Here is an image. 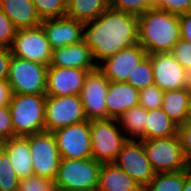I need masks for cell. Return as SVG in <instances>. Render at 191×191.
<instances>
[{"instance_id": "obj_18", "label": "cell", "mask_w": 191, "mask_h": 191, "mask_svg": "<svg viewBox=\"0 0 191 191\" xmlns=\"http://www.w3.org/2000/svg\"><path fill=\"white\" fill-rule=\"evenodd\" d=\"M49 66L79 68L88 71H93L98 67L93 59L90 48L84 40L54 49Z\"/></svg>"}, {"instance_id": "obj_25", "label": "cell", "mask_w": 191, "mask_h": 191, "mask_svg": "<svg viewBox=\"0 0 191 191\" xmlns=\"http://www.w3.org/2000/svg\"><path fill=\"white\" fill-rule=\"evenodd\" d=\"M110 7V0H68L66 16L87 23Z\"/></svg>"}, {"instance_id": "obj_35", "label": "cell", "mask_w": 191, "mask_h": 191, "mask_svg": "<svg viewBox=\"0 0 191 191\" xmlns=\"http://www.w3.org/2000/svg\"><path fill=\"white\" fill-rule=\"evenodd\" d=\"M16 28L10 18L0 10V47L10 48L15 37Z\"/></svg>"}, {"instance_id": "obj_12", "label": "cell", "mask_w": 191, "mask_h": 191, "mask_svg": "<svg viewBox=\"0 0 191 191\" xmlns=\"http://www.w3.org/2000/svg\"><path fill=\"white\" fill-rule=\"evenodd\" d=\"M114 163L132 177L142 189L155 175L141 140H127Z\"/></svg>"}, {"instance_id": "obj_40", "label": "cell", "mask_w": 191, "mask_h": 191, "mask_svg": "<svg viewBox=\"0 0 191 191\" xmlns=\"http://www.w3.org/2000/svg\"><path fill=\"white\" fill-rule=\"evenodd\" d=\"M181 39L191 43V12L179 16Z\"/></svg>"}, {"instance_id": "obj_1", "label": "cell", "mask_w": 191, "mask_h": 191, "mask_svg": "<svg viewBox=\"0 0 191 191\" xmlns=\"http://www.w3.org/2000/svg\"><path fill=\"white\" fill-rule=\"evenodd\" d=\"M83 40L99 65L122 49L138 44V17L109 7L95 20L84 23Z\"/></svg>"}, {"instance_id": "obj_29", "label": "cell", "mask_w": 191, "mask_h": 191, "mask_svg": "<svg viewBox=\"0 0 191 191\" xmlns=\"http://www.w3.org/2000/svg\"><path fill=\"white\" fill-rule=\"evenodd\" d=\"M40 19H54L66 16L68 0H32Z\"/></svg>"}, {"instance_id": "obj_42", "label": "cell", "mask_w": 191, "mask_h": 191, "mask_svg": "<svg viewBox=\"0 0 191 191\" xmlns=\"http://www.w3.org/2000/svg\"><path fill=\"white\" fill-rule=\"evenodd\" d=\"M182 191H191V168L187 169V176L185 177L184 188Z\"/></svg>"}, {"instance_id": "obj_3", "label": "cell", "mask_w": 191, "mask_h": 191, "mask_svg": "<svg viewBox=\"0 0 191 191\" xmlns=\"http://www.w3.org/2000/svg\"><path fill=\"white\" fill-rule=\"evenodd\" d=\"M46 95L13 94L9 105L15 136H29L45 131Z\"/></svg>"}, {"instance_id": "obj_32", "label": "cell", "mask_w": 191, "mask_h": 191, "mask_svg": "<svg viewBox=\"0 0 191 191\" xmlns=\"http://www.w3.org/2000/svg\"><path fill=\"white\" fill-rule=\"evenodd\" d=\"M164 91L156 83L148 85L145 89L140 90L139 105L144 109L152 110L162 107Z\"/></svg>"}, {"instance_id": "obj_2", "label": "cell", "mask_w": 191, "mask_h": 191, "mask_svg": "<svg viewBox=\"0 0 191 191\" xmlns=\"http://www.w3.org/2000/svg\"><path fill=\"white\" fill-rule=\"evenodd\" d=\"M180 39L178 15L155 7L138 16V44L147 54L171 52Z\"/></svg>"}, {"instance_id": "obj_30", "label": "cell", "mask_w": 191, "mask_h": 191, "mask_svg": "<svg viewBox=\"0 0 191 191\" xmlns=\"http://www.w3.org/2000/svg\"><path fill=\"white\" fill-rule=\"evenodd\" d=\"M19 179L7 153L0 149V191H18Z\"/></svg>"}, {"instance_id": "obj_6", "label": "cell", "mask_w": 191, "mask_h": 191, "mask_svg": "<svg viewBox=\"0 0 191 191\" xmlns=\"http://www.w3.org/2000/svg\"><path fill=\"white\" fill-rule=\"evenodd\" d=\"M48 66L12 56L7 81L13 94L46 95Z\"/></svg>"}, {"instance_id": "obj_36", "label": "cell", "mask_w": 191, "mask_h": 191, "mask_svg": "<svg viewBox=\"0 0 191 191\" xmlns=\"http://www.w3.org/2000/svg\"><path fill=\"white\" fill-rule=\"evenodd\" d=\"M173 57L187 70H191V43L180 39L170 52Z\"/></svg>"}, {"instance_id": "obj_21", "label": "cell", "mask_w": 191, "mask_h": 191, "mask_svg": "<svg viewBox=\"0 0 191 191\" xmlns=\"http://www.w3.org/2000/svg\"><path fill=\"white\" fill-rule=\"evenodd\" d=\"M0 10L10 18L16 30L41 26L42 20L32 0H0Z\"/></svg>"}, {"instance_id": "obj_33", "label": "cell", "mask_w": 191, "mask_h": 191, "mask_svg": "<svg viewBox=\"0 0 191 191\" xmlns=\"http://www.w3.org/2000/svg\"><path fill=\"white\" fill-rule=\"evenodd\" d=\"M18 191H56L53 180L31 176L19 181Z\"/></svg>"}, {"instance_id": "obj_16", "label": "cell", "mask_w": 191, "mask_h": 191, "mask_svg": "<svg viewBox=\"0 0 191 191\" xmlns=\"http://www.w3.org/2000/svg\"><path fill=\"white\" fill-rule=\"evenodd\" d=\"M147 55V52L139 44H136L106 58L98 65V68L109 81H127L135 66Z\"/></svg>"}, {"instance_id": "obj_23", "label": "cell", "mask_w": 191, "mask_h": 191, "mask_svg": "<svg viewBox=\"0 0 191 191\" xmlns=\"http://www.w3.org/2000/svg\"><path fill=\"white\" fill-rule=\"evenodd\" d=\"M178 134V125L161 109L147 111L144 140L167 138Z\"/></svg>"}, {"instance_id": "obj_45", "label": "cell", "mask_w": 191, "mask_h": 191, "mask_svg": "<svg viewBox=\"0 0 191 191\" xmlns=\"http://www.w3.org/2000/svg\"><path fill=\"white\" fill-rule=\"evenodd\" d=\"M56 191H72V190H56Z\"/></svg>"}, {"instance_id": "obj_27", "label": "cell", "mask_w": 191, "mask_h": 191, "mask_svg": "<svg viewBox=\"0 0 191 191\" xmlns=\"http://www.w3.org/2000/svg\"><path fill=\"white\" fill-rule=\"evenodd\" d=\"M186 176L187 170L155 173L142 191H182Z\"/></svg>"}, {"instance_id": "obj_41", "label": "cell", "mask_w": 191, "mask_h": 191, "mask_svg": "<svg viewBox=\"0 0 191 191\" xmlns=\"http://www.w3.org/2000/svg\"><path fill=\"white\" fill-rule=\"evenodd\" d=\"M13 97V92L7 80L0 81V108L9 106Z\"/></svg>"}, {"instance_id": "obj_5", "label": "cell", "mask_w": 191, "mask_h": 191, "mask_svg": "<svg viewBox=\"0 0 191 191\" xmlns=\"http://www.w3.org/2000/svg\"><path fill=\"white\" fill-rule=\"evenodd\" d=\"M92 158L101 163H114L127 138L116 119L90 120Z\"/></svg>"}, {"instance_id": "obj_14", "label": "cell", "mask_w": 191, "mask_h": 191, "mask_svg": "<svg viewBox=\"0 0 191 191\" xmlns=\"http://www.w3.org/2000/svg\"><path fill=\"white\" fill-rule=\"evenodd\" d=\"M152 63L154 83L166 91L185 88L187 70L170 52L148 54Z\"/></svg>"}, {"instance_id": "obj_37", "label": "cell", "mask_w": 191, "mask_h": 191, "mask_svg": "<svg viewBox=\"0 0 191 191\" xmlns=\"http://www.w3.org/2000/svg\"><path fill=\"white\" fill-rule=\"evenodd\" d=\"M14 137L9 106L0 108V141Z\"/></svg>"}, {"instance_id": "obj_15", "label": "cell", "mask_w": 191, "mask_h": 191, "mask_svg": "<svg viewBox=\"0 0 191 191\" xmlns=\"http://www.w3.org/2000/svg\"><path fill=\"white\" fill-rule=\"evenodd\" d=\"M88 73L79 68L48 66L46 96L80 95Z\"/></svg>"}, {"instance_id": "obj_8", "label": "cell", "mask_w": 191, "mask_h": 191, "mask_svg": "<svg viewBox=\"0 0 191 191\" xmlns=\"http://www.w3.org/2000/svg\"><path fill=\"white\" fill-rule=\"evenodd\" d=\"M86 120L80 95L46 96L45 131L53 132Z\"/></svg>"}, {"instance_id": "obj_9", "label": "cell", "mask_w": 191, "mask_h": 191, "mask_svg": "<svg viewBox=\"0 0 191 191\" xmlns=\"http://www.w3.org/2000/svg\"><path fill=\"white\" fill-rule=\"evenodd\" d=\"M29 146L34 176L54 180L61 157L53 133L43 131L29 135Z\"/></svg>"}, {"instance_id": "obj_44", "label": "cell", "mask_w": 191, "mask_h": 191, "mask_svg": "<svg viewBox=\"0 0 191 191\" xmlns=\"http://www.w3.org/2000/svg\"><path fill=\"white\" fill-rule=\"evenodd\" d=\"M186 123H190L191 124V98H190L189 111H188V116H187Z\"/></svg>"}, {"instance_id": "obj_11", "label": "cell", "mask_w": 191, "mask_h": 191, "mask_svg": "<svg viewBox=\"0 0 191 191\" xmlns=\"http://www.w3.org/2000/svg\"><path fill=\"white\" fill-rule=\"evenodd\" d=\"M52 133L61 159L92 157L90 120L57 129Z\"/></svg>"}, {"instance_id": "obj_10", "label": "cell", "mask_w": 191, "mask_h": 191, "mask_svg": "<svg viewBox=\"0 0 191 191\" xmlns=\"http://www.w3.org/2000/svg\"><path fill=\"white\" fill-rule=\"evenodd\" d=\"M10 50L14 57L46 66L50 65L53 52L42 26L16 30Z\"/></svg>"}, {"instance_id": "obj_43", "label": "cell", "mask_w": 191, "mask_h": 191, "mask_svg": "<svg viewBox=\"0 0 191 191\" xmlns=\"http://www.w3.org/2000/svg\"><path fill=\"white\" fill-rule=\"evenodd\" d=\"M185 89H186V90L189 92V94L191 95V70L187 71Z\"/></svg>"}, {"instance_id": "obj_38", "label": "cell", "mask_w": 191, "mask_h": 191, "mask_svg": "<svg viewBox=\"0 0 191 191\" xmlns=\"http://www.w3.org/2000/svg\"><path fill=\"white\" fill-rule=\"evenodd\" d=\"M184 157L189 166H191V124L185 123L178 126Z\"/></svg>"}, {"instance_id": "obj_34", "label": "cell", "mask_w": 191, "mask_h": 191, "mask_svg": "<svg viewBox=\"0 0 191 191\" xmlns=\"http://www.w3.org/2000/svg\"><path fill=\"white\" fill-rule=\"evenodd\" d=\"M155 7L180 16L191 12V0H155Z\"/></svg>"}, {"instance_id": "obj_26", "label": "cell", "mask_w": 191, "mask_h": 191, "mask_svg": "<svg viewBox=\"0 0 191 191\" xmlns=\"http://www.w3.org/2000/svg\"><path fill=\"white\" fill-rule=\"evenodd\" d=\"M146 118L147 110L138 105L121 114L116 120L128 140L143 141Z\"/></svg>"}, {"instance_id": "obj_24", "label": "cell", "mask_w": 191, "mask_h": 191, "mask_svg": "<svg viewBox=\"0 0 191 191\" xmlns=\"http://www.w3.org/2000/svg\"><path fill=\"white\" fill-rule=\"evenodd\" d=\"M191 95L185 89H178L164 92L161 109L178 126L185 124L189 111Z\"/></svg>"}, {"instance_id": "obj_20", "label": "cell", "mask_w": 191, "mask_h": 191, "mask_svg": "<svg viewBox=\"0 0 191 191\" xmlns=\"http://www.w3.org/2000/svg\"><path fill=\"white\" fill-rule=\"evenodd\" d=\"M1 148L7 153L19 180L34 176L29 136H15L4 140Z\"/></svg>"}, {"instance_id": "obj_7", "label": "cell", "mask_w": 191, "mask_h": 191, "mask_svg": "<svg viewBox=\"0 0 191 191\" xmlns=\"http://www.w3.org/2000/svg\"><path fill=\"white\" fill-rule=\"evenodd\" d=\"M142 142L155 173L177 172L190 168L184 157L179 134Z\"/></svg>"}, {"instance_id": "obj_39", "label": "cell", "mask_w": 191, "mask_h": 191, "mask_svg": "<svg viewBox=\"0 0 191 191\" xmlns=\"http://www.w3.org/2000/svg\"><path fill=\"white\" fill-rule=\"evenodd\" d=\"M11 50L7 47H0V81L7 80Z\"/></svg>"}, {"instance_id": "obj_22", "label": "cell", "mask_w": 191, "mask_h": 191, "mask_svg": "<svg viewBox=\"0 0 191 191\" xmlns=\"http://www.w3.org/2000/svg\"><path fill=\"white\" fill-rule=\"evenodd\" d=\"M140 185L115 163L102 164L97 191H142Z\"/></svg>"}, {"instance_id": "obj_17", "label": "cell", "mask_w": 191, "mask_h": 191, "mask_svg": "<svg viewBox=\"0 0 191 191\" xmlns=\"http://www.w3.org/2000/svg\"><path fill=\"white\" fill-rule=\"evenodd\" d=\"M52 50L83 41L84 23L68 16L41 22Z\"/></svg>"}, {"instance_id": "obj_31", "label": "cell", "mask_w": 191, "mask_h": 191, "mask_svg": "<svg viewBox=\"0 0 191 191\" xmlns=\"http://www.w3.org/2000/svg\"><path fill=\"white\" fill-rule=\"evenodd\" d=\"M110 7L138 17L147 10L155 8V0H110Z\"/></svg>"}, {"instance_id": "obj_19", "label": "cell", "mask_w": 191, "mask_h": 191, "mask_svg": "<svg viewBox=\"0 0 191 191\" xmlns=\"http://www.w3.org/2000/svg\"><path fill=\"white\" fill-rule=\"evenodd\" d=\"M140 91L126 81L109 82L105 103L107 119H117L127 110L139 105Z\"/></svg>"}, {"instance_id": "obj_4", "label": "cell", "mask_w": 191, "mask_h": 191, "mask_svg": "<svg viewBox=\"0 0 191 191\" xmlns=\"http://www.w3.org/2000/svg\"><path fill=\"white\" fill-rule=\"evenodd\" d=\"M101 166L92 157L61 159L53 180L56 190L97 191Z\"/></svg>"}, {"instance_id": "obj_28", "label": "cell", "mask_w": 191, "mask_h": 191, "mask_svg": "<svg viewBox=\"0 0 191 191\" xmlns=\"http://www.w3.org/2000/svg\"><path fill=\"white\" fill-rule=\"evenodd\" d=\"M126 82L139 91L154 83L152 63L148 55L135 66Z\"/></svg>"}, {"instance_id": "obj_13", "label": "cell", "mask_w": 191, "mask_h": 191, "mask_svg": "<svg viewBox=\"0 0 191 191\" xmlns=\"http://www.w3.org/2000/svg\"><path fill=\"white\" fill-rule=\"evenodd\" d=\"M109 82V79L98 67L87 74L80 93L87 120L107 119L105 99Z\"/></svg>"}]
</instances>
